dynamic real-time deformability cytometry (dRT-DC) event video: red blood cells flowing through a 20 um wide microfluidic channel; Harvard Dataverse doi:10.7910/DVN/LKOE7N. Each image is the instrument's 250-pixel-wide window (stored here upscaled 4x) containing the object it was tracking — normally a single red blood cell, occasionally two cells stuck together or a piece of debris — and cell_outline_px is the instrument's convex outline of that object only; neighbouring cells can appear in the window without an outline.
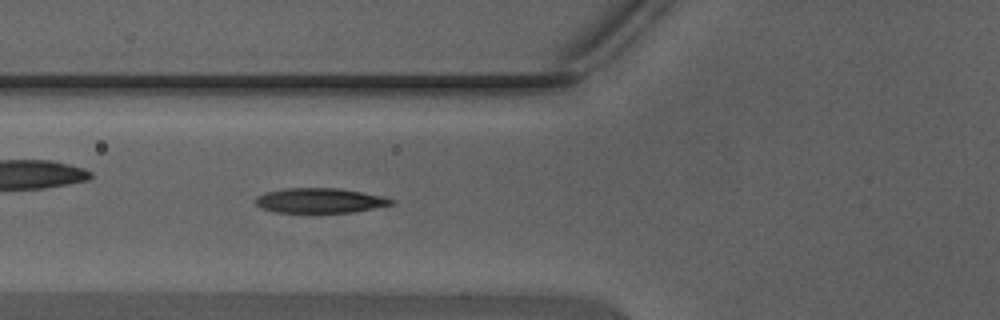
{"species": "Egyptian fruit bat (a non-hibernating species)", "species_latin": "Rousettus aegyptiacus", "temperature_condition": "warm", "stored_images_in_passage": 48, "camera_frame_rate_fps": 3000, "um_per_image_px": 0.085, "animal": {"sex": "male"}, "frame": {"image": 1, "passage_image": 19, "time_ms": 6.0, "image_size_px": [1000, 320], "cell_outline_px": [[396, 204], [352, 212], [276, 212], [264, 208], [256, 204], [256, 196], [268, 192], [288, 188], [340, 188], [384, 196], [396, 200]], "centroid_in_image_um": [27.28, 17.04], "position_along_channel_um": 98.5, "area_um2": 19.54}}
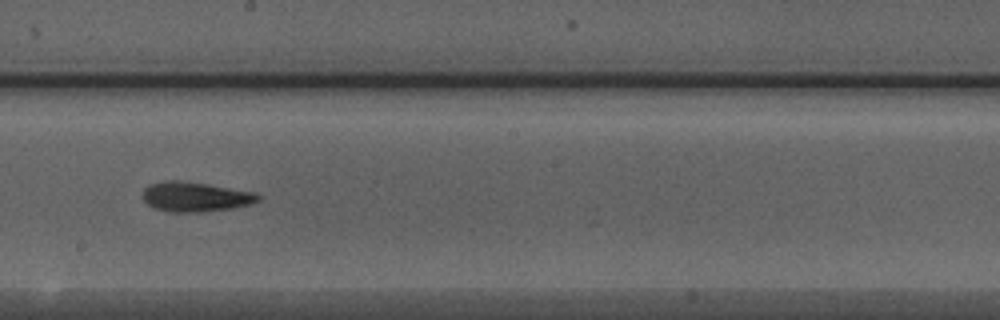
{"frame": {"image": 2, "passage_image": 28, "time_ms": 9.0, "image_size_px": [1000, 320], "cell_outline_px": [[260, 200], [252, 204], [232, 208], [200, 212], [168, 212], [152, 208], [140, 196], [144, 188], [148, 184], [164, 180], [176, 180], [208, 184], [256, 192], [260, 196]], "centroid_in_image_um": [16.57, 16.72], "position_along_channel_um": 231.6, "area_um2": 20.35}}
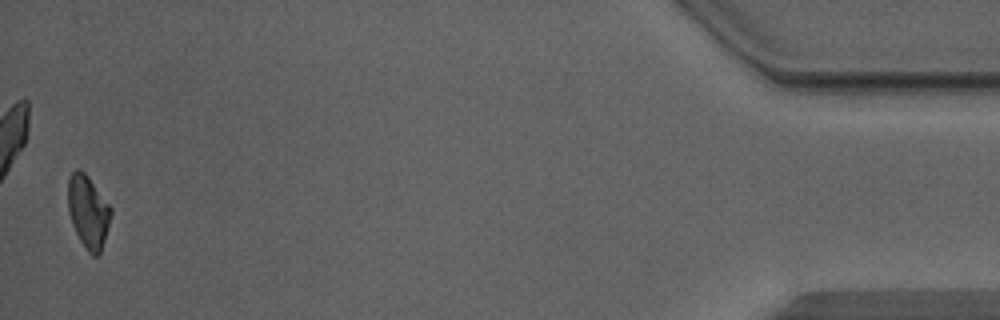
{"frame": {"image": 3, "passage_image": 47, "time_ms": 15.333, "image_size_px": [1000, 320], "cell_outline_px": [[112, 212], [104, 240], [100, 252], [96, 256], [92, 256], [88, 252], [80, 240], [72, 224], [68, 212], [68, 180], [72, 172], [76, 168], [84, 172], [88, 176], [112, 208]], "centroid_in_image_um": [7.48, 17.98], "position_along_channel_um": 427.7, "area_um2": 18.03}, "authors_computed_cell_mechanics": {"area_um2": 19.1896, "velocity_mm_per_s": 4.4372, "shape_relaxation_time_tau1_ms": 3.9064, "shape_relaxation_time_tau2_ms": 1.47, "deformation_change_tau1": 0.1646, "deformation_change_tau2": 0.0825}}